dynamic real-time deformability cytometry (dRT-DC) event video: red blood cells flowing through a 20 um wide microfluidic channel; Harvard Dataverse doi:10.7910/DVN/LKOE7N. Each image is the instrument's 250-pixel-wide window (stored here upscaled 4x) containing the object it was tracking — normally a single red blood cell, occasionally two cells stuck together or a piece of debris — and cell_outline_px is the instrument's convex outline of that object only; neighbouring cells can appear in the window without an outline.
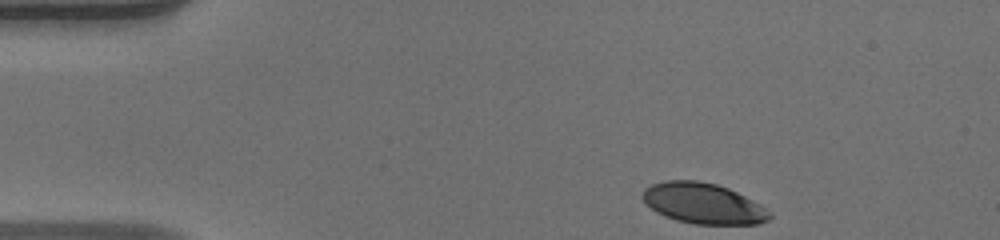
{"species": "human", "species_latin": "Homo sapiens", "temperature_condition": "warm", "stored_images_in_passage": 38, "camera_frame_rate_fps": 3000, "um_per_image_px": 0.085, "donor": {"sex": "male"}, "frame": {"image": 1, "passage_image": 1, "time_ms": 0.0, "image_size_px": [1000, 240], "cell_outline_px": [[772, 216], [768, 220], [760, 224], [696, 224], [676, 220], [664, 216], [656, 212], [640, 196], [644, 188], [652, 184], [664, 180], [696, 180], [716, 184], [728, 188], [760, 204]], "centroid_in_image_um": [59.74, 17.29], "position_along_channel_um": 25.3, "area_um2": 30.0}}
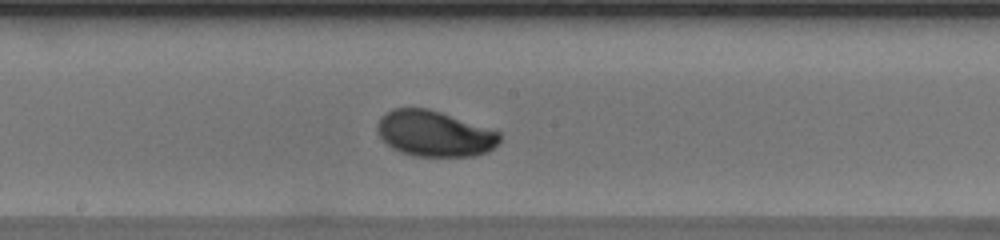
{"frame": {"image": 2, "passage_image": 20, "time_ms": 6.333, "image_size_px": [1000, 240], "cell_outline_px": [[500, 140], [488, 152], [476, 156], [416, 156], [400, 152], [392, 148], [380, 136], [376, 128], [376, 124], [380, 116], [392, 108], [428, 108], [500, 132]], "centroid_in_image_um": [36.9, 11.36], "position_along_channel_um": 211.3, "area_um2": 32.54}}
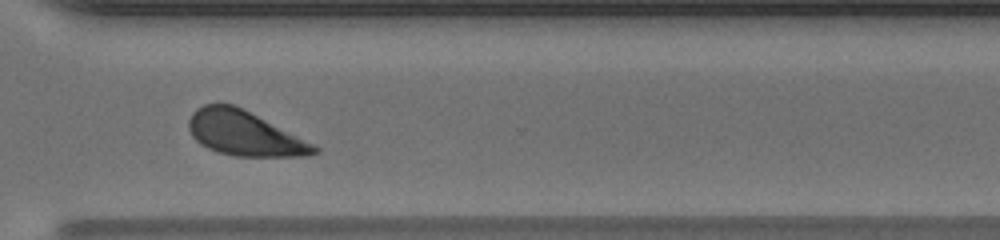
{"frame": {"image": 3, "passage_image": 30, "time_ms": 9.667, "image_size_px": [1000, 240], "cell_outline_px": [[320, 152], [308, 156], [236, 156], [220, 152], [208, 148], [200, 144], [192, 136], [188, 128], [188, 120], [192, 112], [196, 108], [204, 104], [232, 104], [320, 148]], "centroid_in_image_um": [20.71, 11.35], "position_along_channel_um": 349.9, "area_um2": 31.85}, "authors_computed_cell_mechanics": {"area_um2": 32.657, "velocity_mm_per_s": 4.1617, "shape_relaxation_time_tau1_ms": 2.2703, "shape_relaxation_time_tau2_ms": null, "deformation_change_tau1": 0.1502, "deformation_change_tau2": null}}